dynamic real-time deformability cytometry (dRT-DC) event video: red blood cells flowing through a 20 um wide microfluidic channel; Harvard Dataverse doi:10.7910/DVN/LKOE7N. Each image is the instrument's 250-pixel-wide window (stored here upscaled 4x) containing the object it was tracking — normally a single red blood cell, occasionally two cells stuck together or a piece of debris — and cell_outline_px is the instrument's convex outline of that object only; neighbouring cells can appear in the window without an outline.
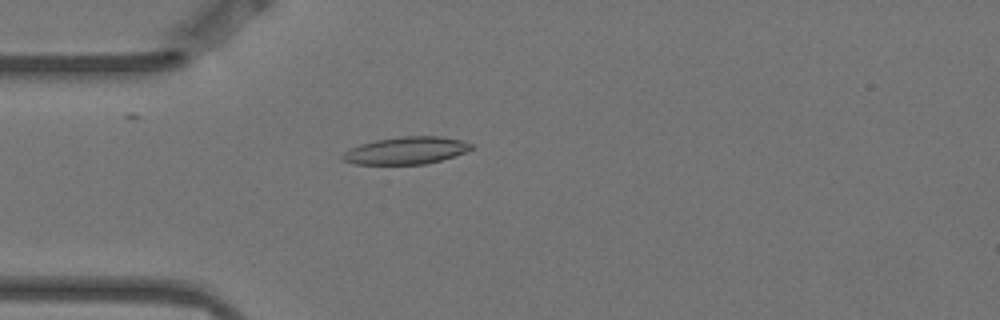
{"species": "Egyptian fruit bat (a non-hibernating species)", "species_latin": "Rousettus aegyptiacus", "temperature_condition": "warm", "stored_images_in_passage": 2, "camera_frame_rate_fps": 3000, "um_per_image_px": 0.085, "animal": {"sex": "female"}, "frame": {"image": 1, "passage_image": 1, "time_ms": 0.0, "image_size_px": [1000, 320], "cell_outline_px": [[472, 148], [464, 152], [440, 160], [424, 164], [356, 164], [340, 160], [340, 156], [344, 152], [360, 144], [376, 140], [404, 136], [440, 136], [460, 140], [472, 144]], "centroid_in_image_um": [34.47, 12.79], "position_along_channel_um": 50.5, "area_um2": 20.23}}